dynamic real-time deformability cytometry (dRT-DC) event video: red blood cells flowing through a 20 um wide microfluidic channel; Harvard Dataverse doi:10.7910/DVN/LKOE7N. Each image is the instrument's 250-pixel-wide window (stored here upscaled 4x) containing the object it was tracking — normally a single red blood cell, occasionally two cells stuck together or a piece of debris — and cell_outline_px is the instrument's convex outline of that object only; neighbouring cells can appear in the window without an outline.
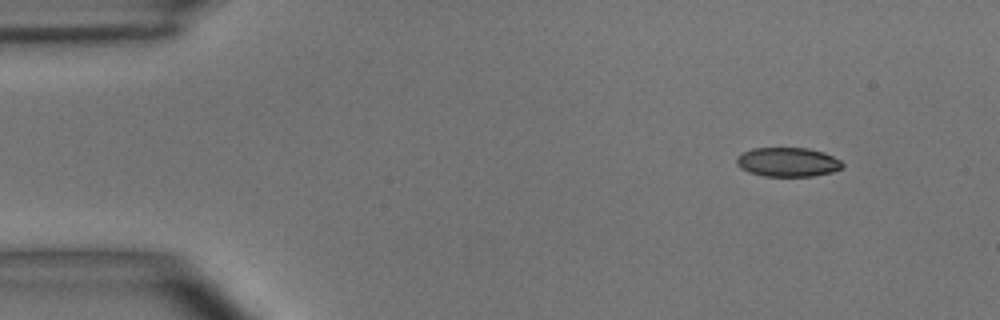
{"species": "common noctule bat (a hibernating species)", "species_latin": "Nyctalus noctula", "temperature_condition": "room temperature", "stored_images_in_passage": 7, "camera_frame_rate_fps": 3000, "um_per_image_px": 0.085, "animal": {"sex": "male", "body_mass_g": 15.6}, "frame": {"image": 1, "passage_image": 1, "time_ms": 0.0, "image_size_px": [1000, 320], "cell_outline_px": [[844, 164], [840, 168], [832, 172], [812, 176], [764, 176], [748, 172], [740, 168], [736, 164], [736, 156], [752, 148], [808, 148], [824, 152], [840, 160]], "centroid_in_image_um": [66.93, 13.77], "position_along_channel_um": 18.1, "area_um2": 18.03}}
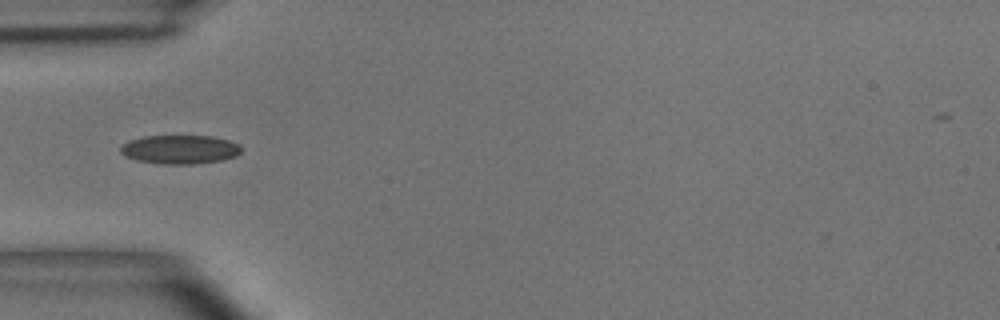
{"frame": {"image": 2, "passage_image": 4, "time_ms": 3.667, "image_size_px": [1000, 320], "cell_outline_px": [[240, 152], [236, 156], [224, 160], [196, 164], [160, 164], [136, 160], [124, 156], [120, 152], [120, 144], [128, 140], [144, 136], [212, 136], [228, 140], [240, 144]], "centroid_in_image_um": [15.26, 12.71], "position_along_channel_um": 69.7, "area_um2": 20.58}}
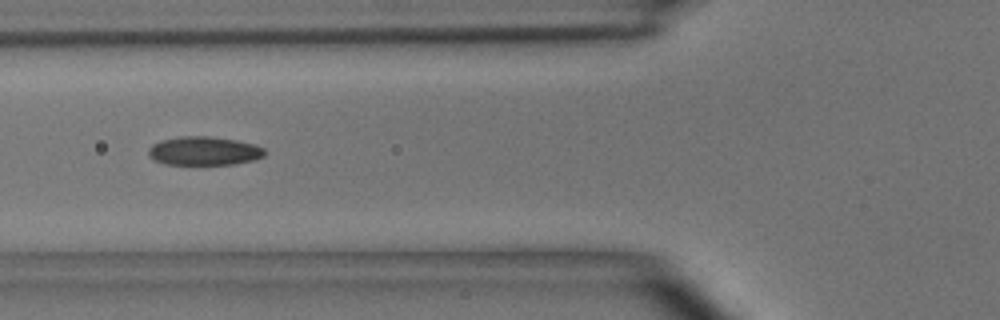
{"frame": {"image": 3, "passage_image": 5, "time_ms": 4.667, "image_size_px": [1000, 320], "cell_outline_px": [[268, 152], [264, 156], [252, 160], [236, 164], [164, 164], [152, 160], [148, 156], [148, 148], [152, 144], [160, 140], [180, 136], [208, 136], [236, 140], [252, 144], [264, 148]], "centroid_in_image_um": [17.31, 12.83], "position_along_channel_um": 108.5, "area_um2": 19.59}}